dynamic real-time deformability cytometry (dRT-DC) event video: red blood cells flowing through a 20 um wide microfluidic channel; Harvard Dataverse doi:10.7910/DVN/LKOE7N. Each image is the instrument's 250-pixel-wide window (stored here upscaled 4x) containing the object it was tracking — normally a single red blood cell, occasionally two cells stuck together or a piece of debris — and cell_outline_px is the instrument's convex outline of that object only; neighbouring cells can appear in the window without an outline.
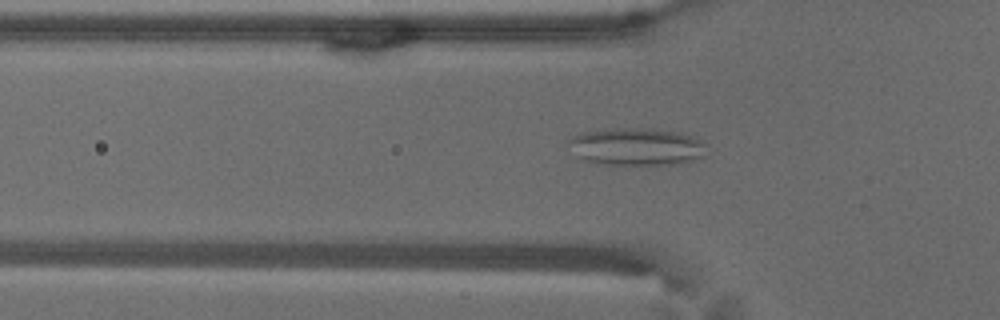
{"species": "common noctule bat (a hibernating species)", "species_latin": "Nyctalus noctula", "temperature_condition": "warm", "stored_images_in_passage": 56, "camera_frame_rate_fps": 3000, "um_per_image_px": 0.085, "animal": {"sex": "male", "body_mass_g": 18.8}, "frame": {"image": 1, "passage_image": 18, "time_ms": 5.667, "image_size_px": [1000, 320], "cell_outline_px": [[704, 156], [692, 160], [676, 164], [596, 164], [584, 160], [576, 156], [568, 144], [568, 140], [572, 136], [584, 132], [608, 128], [652, 128], [680, 132], [700, 140], [704, 144]], "centroid_in_image_um": [54.05, 12.46], "position_along_channel_um": 71.8, "area_um2": 30.17}}
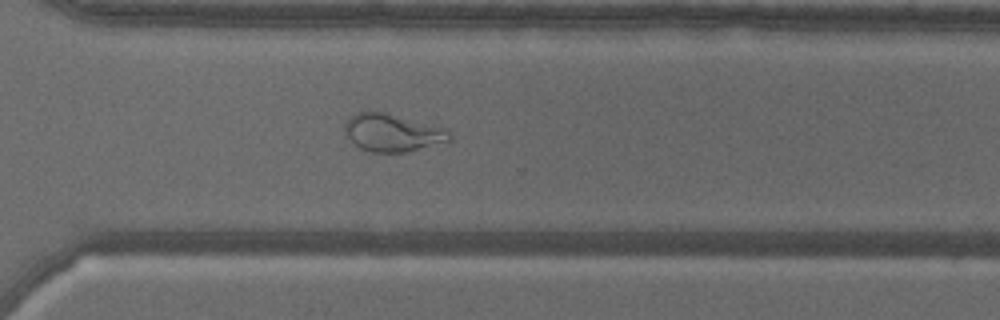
{"frame": {"image": 2, "passage_image": 40, "time_ms": 13.0, "image_size_px": [1000, 320], "cell_outline_px": [[452, 140], [404, 152], [372, 152], [360, 148], [344, 132], [344, 124], [356, 112], [388, 112], [444, 128], [452, 136]], "centroid_in_image_um": [33.35, 11.27], "position_along_channel_um": 337.2, "area_um2": 22.66}}
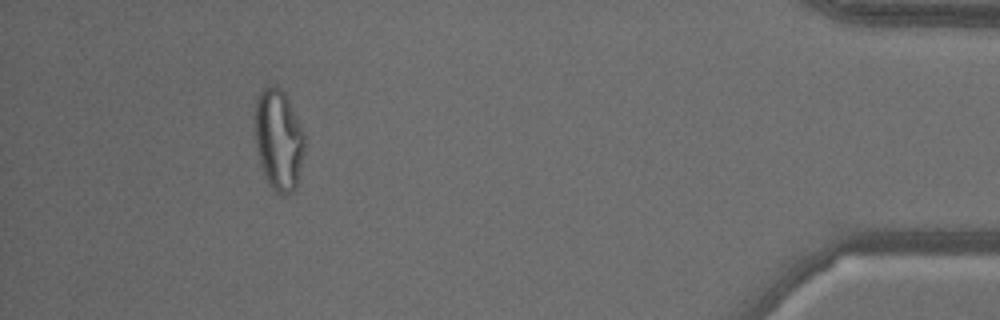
{"frame": {"image": 3, "passage_image": 51, "time_ms": 16.667, "image_size_px": [1000, 320], "cell_outline_px": [[304, 144], [296, 188], [292, 192], [284, 196], [280, 196], [268, 184], [264, 176], [260, 164], [256, 144], [256, 100], [260, 92], [264, 88], [272, 84], [280, 88], [284, 92], [288, 100], [304, 136]], "centroid_in_image_um": [23.66, 11.92], "position_along_channel_um": 411.5, "area_um2": 28.67}, "authors_computed_cell_mechanics": {"area_um2": 27.5706, "velocity_mm_per_s": 3.6154, "shape_relaxation_time_tau1_ms": null, "shape_relaxation_time_tau2_ms": 1.1822, "deformation_change_tau1": null, "deformation_change_tau2": 0.1009}}